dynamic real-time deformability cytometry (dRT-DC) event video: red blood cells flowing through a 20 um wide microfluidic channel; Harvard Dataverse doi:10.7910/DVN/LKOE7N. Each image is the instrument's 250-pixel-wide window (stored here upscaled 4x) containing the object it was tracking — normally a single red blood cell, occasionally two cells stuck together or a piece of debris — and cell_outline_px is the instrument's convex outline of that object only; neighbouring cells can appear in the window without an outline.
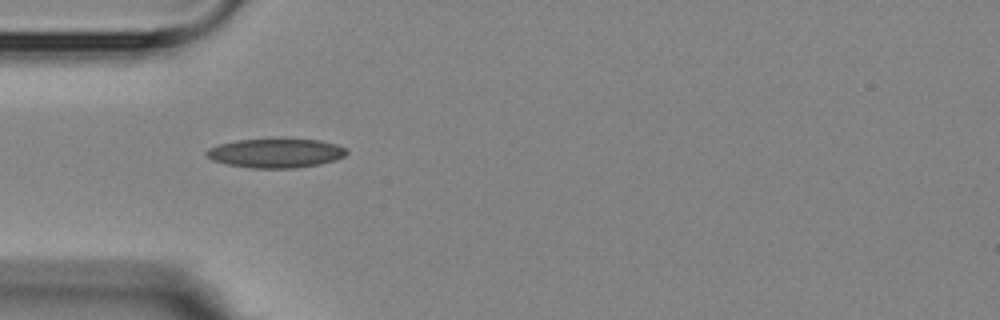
{"species": "Egyptian fruit bat (a non-hibernating species)", "species_latin": "Rousettus aegyptiacus", "temperature_condition": "room temperature", "stored_images_in_passage": 2, "camera_frame_rate_fps": 3000, "um_per_image_px": 0.085, "animal": {"sex": "female"}, "frame": {"image": 1, "passage_image": 1, "time_ms": 0.0, "image_size_px": [1000, 320], "cell_outline_px": [[348, 152], [344, 156], [336, 160], [320, 164], [292, 168], [252, 168], [228, 164], [212, 160], [204, 152], [208, 148], [220, 144], [236, 140], [272, 136], [280, 136], [320, 140], [336, 144], [344, 148]], "centroid_in_image_um": [23.44, 12.96], "position_along_channel_um": 61.6, "area_um2": 24.74}}
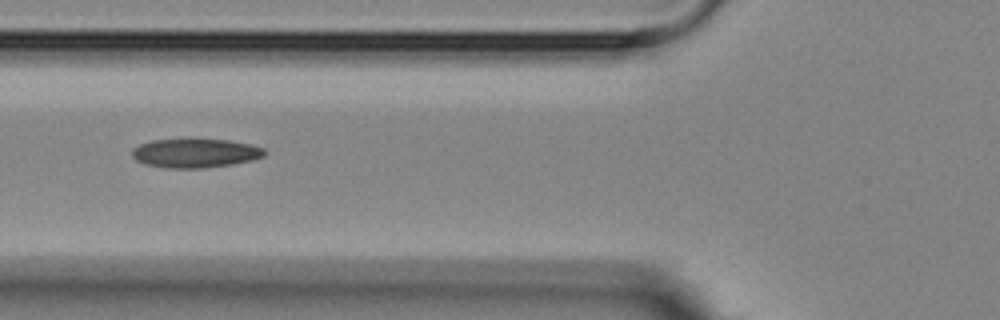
{"frame": {"image": 2, "passage_image": 2, "time_ms": 1.333, "image_size_px": [1000, 320], "cell_outline_px": [[264, 156], [252, 160], [232, 164], [204, 168], [164, 168], [144, 164], [136, 160], [132, 156], [132, 148], [140, 144], [152, 140], [188, 136], [192, 136], [228, 140], [252, 144], [264, 148]], "centroid_in_image_um": [16.56, 12.97], "position_along_channel_um": 109.2, "area_um2": 23.41}}